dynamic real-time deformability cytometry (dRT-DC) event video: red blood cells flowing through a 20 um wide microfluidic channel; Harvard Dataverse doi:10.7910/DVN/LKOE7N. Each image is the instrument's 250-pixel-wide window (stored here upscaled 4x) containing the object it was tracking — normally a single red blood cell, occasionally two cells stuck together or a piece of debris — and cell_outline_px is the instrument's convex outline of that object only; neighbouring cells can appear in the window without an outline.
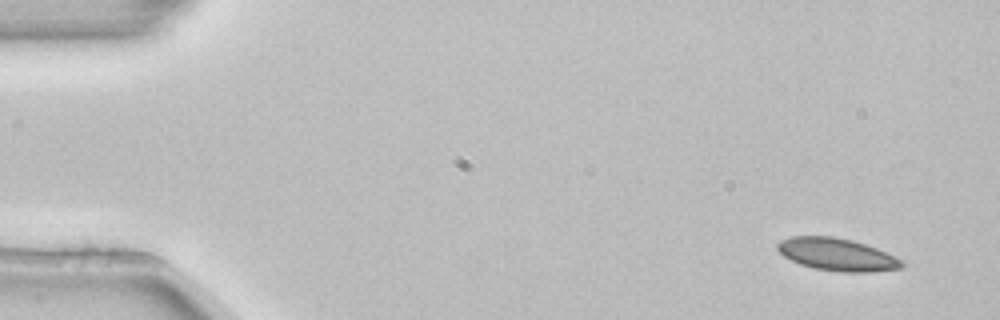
{"species": "common noctule bat (a hibernating species)", "species_latin": "Nyctalus noctula", "temperature_condition": "room temperature", "stored_images_in_passage": 4, "camera_frame_rate_fps": 3000, "um_per_image_px": 0.085, "animal": {"sex": "female", "body_mass_g": 22.7, "forearm_length_mm": 54.2}, "frame": {"image": 1, "passage_image": 1, "time_ms": 0.0, "image_size_px": [1000, 320], "cell_outline_px": [[904, 264], [900, 268], [872, 272], [844, 272], [816, 268], [800, 264], [784, 256], [776, 248], [776, 244], [780, 240], [792, 236], [832, 236], [852, 240], [876, 248], [900, 260]], "centroid_in_image_um": [71.1, 21.62], "position_along_channel_um": 13.9, "area_um2": 23.18}}
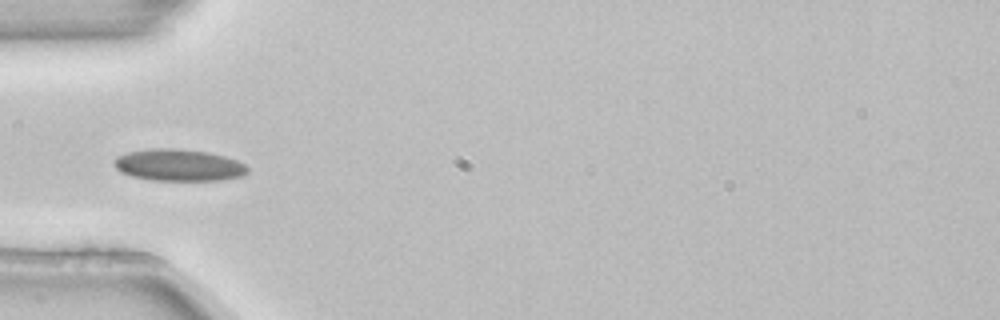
{"frame": {"image": 2, "passage_image": 4, "time_ms": 1.0, "image_size_px": [1000, 320], "cell_outline_px": [[248, 172], [240, 176], [220, 180], [152, 180], [132, 176], [120, 172], [116, 168], [112, 160], [116, 156], [128, 152], [148, 148], [176, 148], [208, 152], [224, 156], [236, 160], [244, 164], [248, 168]], "centroid_in_image_um": [15.14, 14.02], "position_along_channel_um": 69.9, "area_um2": 24.8}}